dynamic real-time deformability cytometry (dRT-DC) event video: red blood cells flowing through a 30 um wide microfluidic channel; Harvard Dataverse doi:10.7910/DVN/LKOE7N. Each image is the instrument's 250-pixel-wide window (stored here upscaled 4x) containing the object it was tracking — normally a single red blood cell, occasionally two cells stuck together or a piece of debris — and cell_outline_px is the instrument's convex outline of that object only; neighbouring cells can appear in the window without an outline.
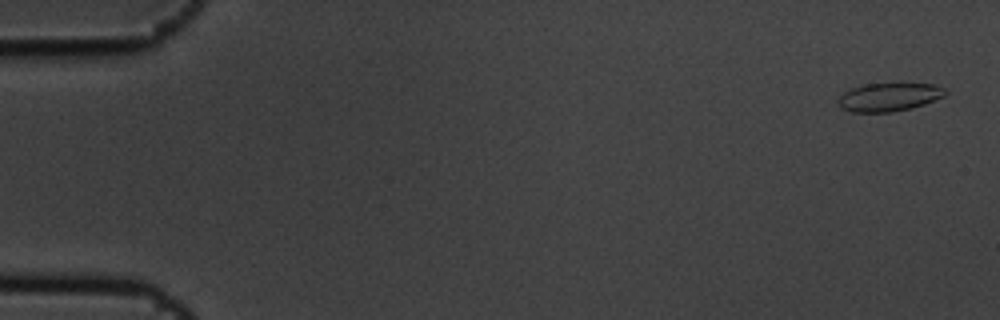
{"species": "common noctule bat (a hibernating species)", "species_latin": "Nyctalus noctula", "temperature_condition": "cold", "stored_images_in_passage": 6, "camera_frame_rate_fps": 3000, "um_per_image_px": 0.085, "animal": {"sex": "male", "body_mass_g": 19.5, "forearm_length_mm": 54.6}, "frame": {"image": 1, "passage_image": 1, "time_ms": 0.0, "image_size_px": [1000, 320], "cell_outline_px": [[948, 92], [944, 96], [924, 104], [912, 108], [892, 112], [852, 112], [840, 108], [836, 100], [844, 92], [852, 88], [864, 84], [900, 80], [936, 84], [944, 88]], "centroid_in_image_um": [75.6, 8.19], "position_along_channel_um": 9.4, "area_um2": 18.73}}
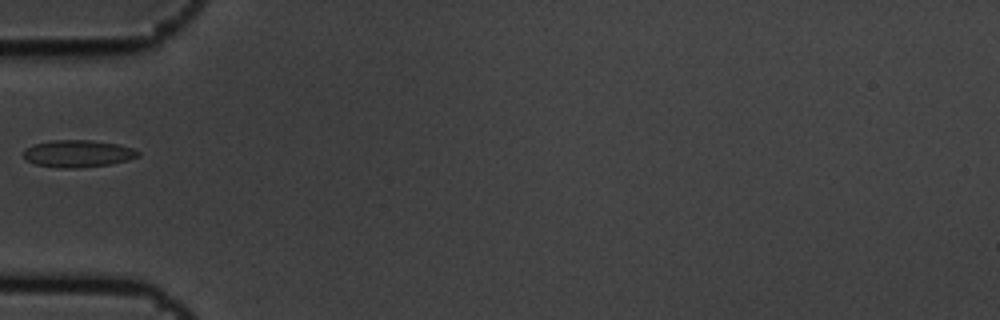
{"frame": {"image": 2, "passage_image": 5, "time_ms": 1.333, "image_size_px": [1000, 320], "cell_outline_px": [[140, 156], [128, 160], [108, 164], [80, 168], [56, 168], [36, 164], [24, 160], [24, 148], [32, 144], [52, 140], [92, 140], [116, 144], [132, 148], [140, 152]], "centroid_in_image_um": [6.58, 13.06], "position_along_channel_um": 78.4, "area_um2": 18.26}}
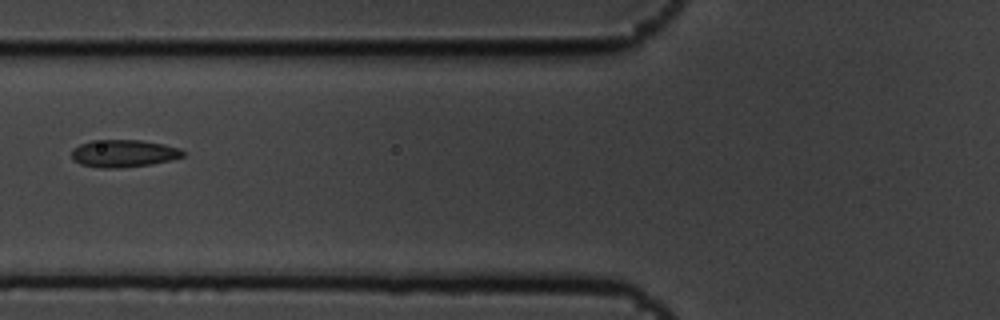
{"frame": {"image": 3, "passage_image": 6, "time_ms": 1.667, "image_size_px": [1000, 320], "cell_outline_px": [[184, 156], [172, 160], [152, 164], [120, 168], [100, 168], [80, 164], [72, 160], [72, 148], [80, 144], [92, 140], [140, 140], [164, 144], [180, 148], [184, 152]], "centroid_in_image_um": [10.5, 13.04], "position_along_channel_um": 115.3, "area_um2": 17.98}}